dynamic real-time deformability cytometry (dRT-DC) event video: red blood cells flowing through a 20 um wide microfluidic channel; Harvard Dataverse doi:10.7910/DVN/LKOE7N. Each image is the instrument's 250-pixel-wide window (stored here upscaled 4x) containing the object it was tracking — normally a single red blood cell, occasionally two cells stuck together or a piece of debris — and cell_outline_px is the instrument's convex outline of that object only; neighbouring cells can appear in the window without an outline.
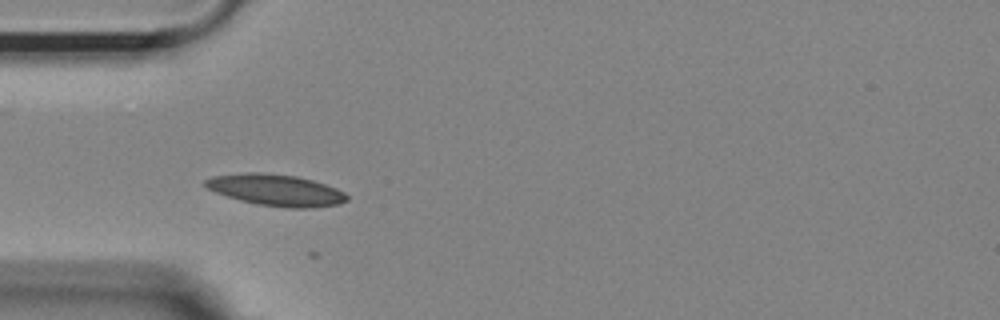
{"species": "Egyptian fruit bat (a non-hibernating species)", "species_latin": "Rousettus aegyptiacus", "temperature_condition": "room temperature", "stored_images_in_passage": 8, "camera_frame_rate_fps": 3000, "um_per_image_px": 0.085, "animal": {"sex": "female"}, "frame": {"image": 1, "passage_image": 2, "time_ms": 0.333, "image_size_px": [1000, 320], "cell_outline_px": [[348, 200], [340, 204], [312, 208], [288, 208], [256, 204], [240, 200], [216, 192], [208, 188], [204, 184], [204, 180], [212, 176], [248, 172], [260, 172], [296, 176], [312, 180], [336, 188], [344, 192], [348, 196]], "centroid_in_image_um": [23.48, 16.16], "position_along_channel_um": 61.5, "area_um2": 25.95}}
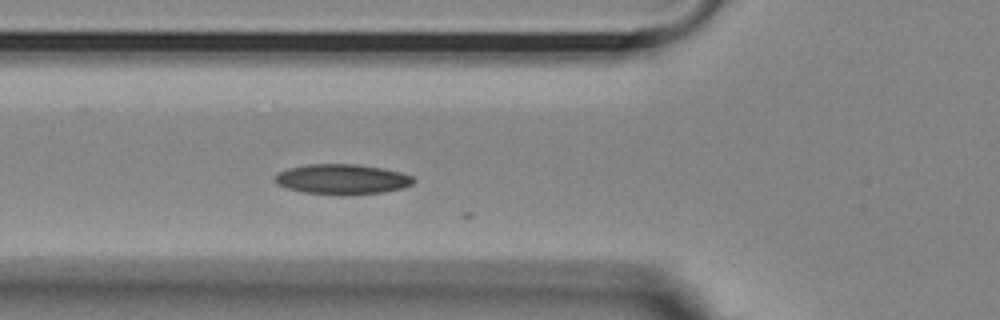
{"frame": {"image": 2, "passage_image": 5, "time_ms": 1.333, "image_size_px": [1000, 320], "cell_outline_px": [[416, 180], [412, 184], [404, 188], [384, 192], [304, 192], [288, 188], [276, 184], [272, 180], [272, 176], [276, 172], [288, 168], [308, 164], [356, 164], [384, 168], [400, 172], [412, 176]], "centroid_in_image_um": [29.04, 15.18], "position_along_channel_um": 96.8, "area_um2": 23.7}}